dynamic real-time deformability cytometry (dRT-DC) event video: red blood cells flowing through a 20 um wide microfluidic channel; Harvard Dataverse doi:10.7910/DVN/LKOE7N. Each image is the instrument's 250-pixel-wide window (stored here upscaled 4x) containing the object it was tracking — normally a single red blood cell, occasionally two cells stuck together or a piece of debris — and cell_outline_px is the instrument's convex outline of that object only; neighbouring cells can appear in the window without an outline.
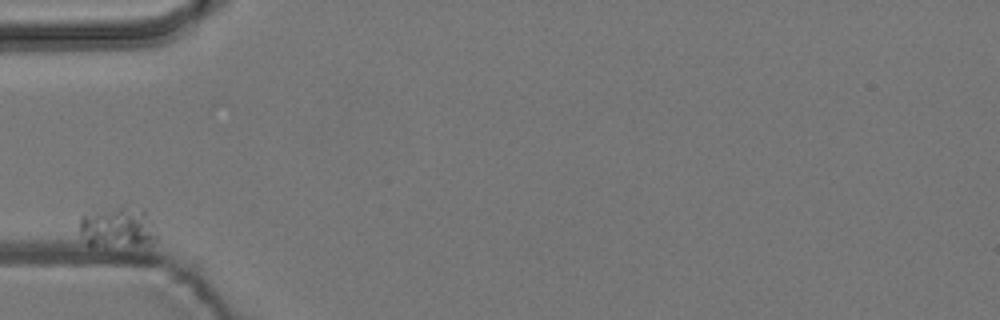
{"species": "common noctule bat (a hibernating species)", "species_latin": "Nyctalus noctula", "temperature_condition": "room temperature", "stored_images_in_passage": 7, "camera_frame_rate_fps": 3000, "um_per_image_px": 0.085, "animal": {"sex": "male", "body_mass_g": 19.2, "forearm_length_mm": 51.8}, "frame": {"image": 1, "passage_image": 1, "time_ms": 0.0, "image_size_px": [1000, 320], "cell_outline_px": [[156, 240], [152, 244], [88, 244], [80, 232], [80, 216], [96, 212], [116, 208], [144, 208], [156, 236]], "centroid_in_image_um": [10.0, 19.31], "position_along_channel_um": 75.0, "area_um2": 17.17}}
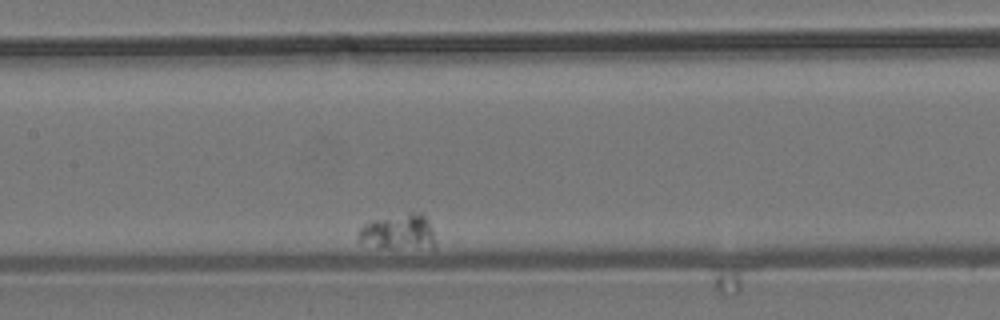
{"frame": {"image": 2, "passage_image": 5, "time_ms": 4.667, "image_size_px": [1000, 320], "cell_outline_px": [[436, 248], [376, 248], [360, 244], [356, 236], [360, 228], [368, 220], [408, 212], [412, 212], [424, 216], [428, 220], [436, 244]], "centroid_in_image_um": [33.79, 19.74], "position_along_channel_um": 173.6, "area_um2": 16.42}}
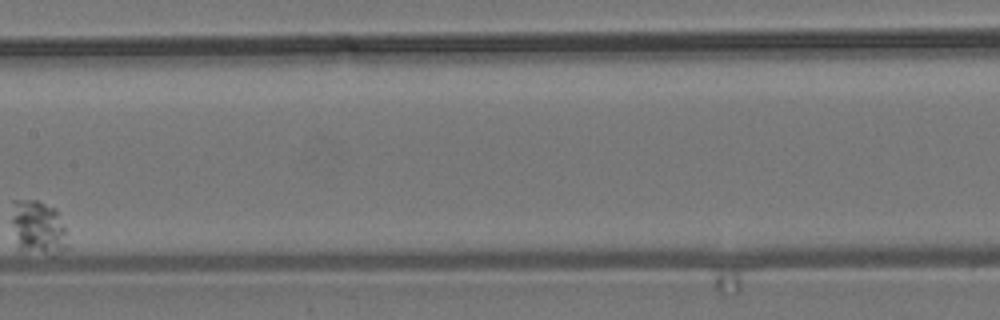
{"frame": {"image": 3, "passage_image": 6, "time_ms": 6.0, "image_size_px": [1000, 320], "cell_outline_px": [[68, 248], [60, 252], [44, 252], [16, 248], [12, 224], [12, 200], [36, 200], [56, 208], [68, 232]], "centroid_in_image_um": [3.25, 19.3], "position_along_channel_um": 204.1, "area_um2": 17.74}}